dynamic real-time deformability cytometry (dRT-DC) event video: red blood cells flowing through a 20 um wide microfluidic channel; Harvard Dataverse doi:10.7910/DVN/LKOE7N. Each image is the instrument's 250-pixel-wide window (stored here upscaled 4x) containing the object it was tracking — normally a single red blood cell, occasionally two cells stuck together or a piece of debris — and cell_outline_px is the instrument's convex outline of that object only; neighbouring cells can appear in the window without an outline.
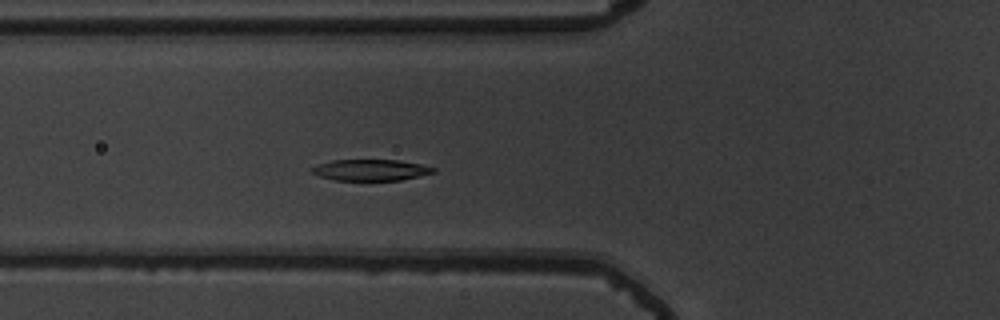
{"species": "common noctule bat (a hibernating species)", "species_latin": "Nyctalus noctula", "temperature_condition": "warm", "stored_images_in_passage": 48, "camera_frame_rate_fps": 3000, "um_per_image_px": 0.085, "animal": {"sex": "male", "body_mass_g": 19.5, "forearm_length_mm": 54.6}, "frame": {"image": 1, "passage_image": 14, "time_ms": 4.333, "image_size_px": [1000, 320], "cell_outline_px": [[436, 172], [420, 176], [400, 180], [336, 180], [320, 176], [312, 172], [312, 168], [320, 164], [332, 160], [396, 160], [420, 164], [436, 168]], "centroid_in_image_um": [31.56, 14.45], "position_along_channel_um": 94.2, "area_um2": 14.8}}
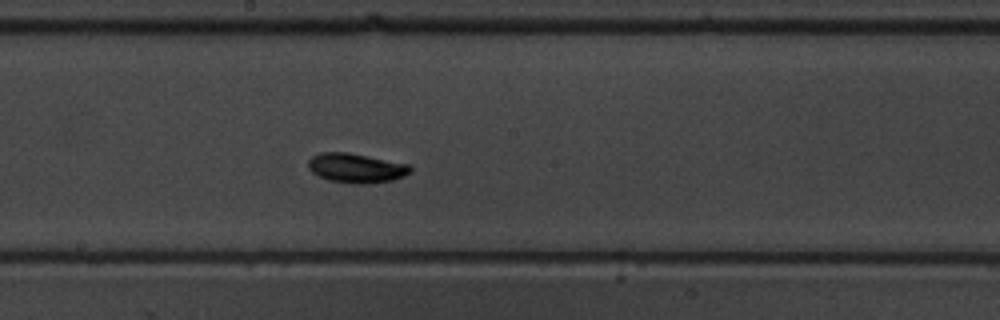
{"frame": {"image": 2, "passage_image": 24, "time_ms": 7.667, "image_size_px": [1000, 320], "cell_outline_px": [[412, 172], [404, 176], [392, 180], [368, 184], [352, 184], [328, 180], [312, 172], [308, 168], [308, 160], [312, 156], [320, 152], [348, 152], [408, 164], [412, 168]], "centroid_in_image_um": [30.27, 14.29], "position_along_channel_um": 217.9, "area_um2": 17.63}}
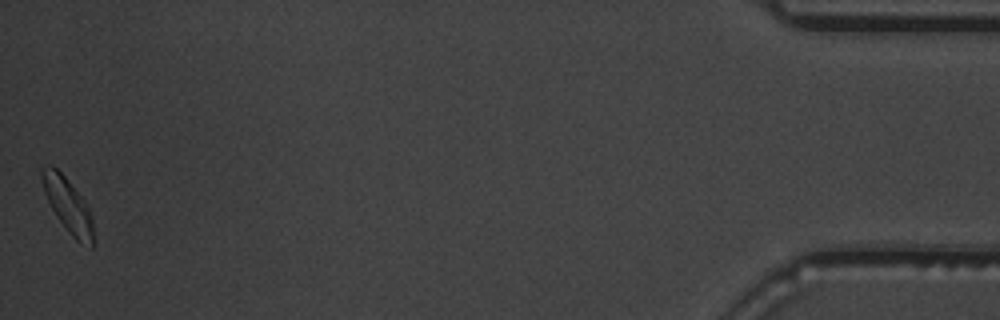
{"frame": {"image": 3, "passage_image": 48, "time_ms": 15.667, "image_size_px": [1000, 320], "cell_outline_px": [[92, 248], [76, 240], [72, 236], [56, 216], [44, 192], [40, 176], [40, 172], [48, 164], [52, 164], [64, 176], [84, 200], [88, 208], [92, 220]], "centroid_in_image_um": [5.74, 17.41], "position_along_channel_um": 429.5, "area_um2": 15.78}, "authors_computed_cell_mechanics": {"area_um2": 16.3574, "velocity_mm_per_s": 3.7089, "shape_relaxation_time_tau1_ms": 2.8043, "shape_relaxation_time_tau2_ms": 6.0947, "deformation_change_tau1": 0.1422, "deformation_change_tau2": 0.086}}